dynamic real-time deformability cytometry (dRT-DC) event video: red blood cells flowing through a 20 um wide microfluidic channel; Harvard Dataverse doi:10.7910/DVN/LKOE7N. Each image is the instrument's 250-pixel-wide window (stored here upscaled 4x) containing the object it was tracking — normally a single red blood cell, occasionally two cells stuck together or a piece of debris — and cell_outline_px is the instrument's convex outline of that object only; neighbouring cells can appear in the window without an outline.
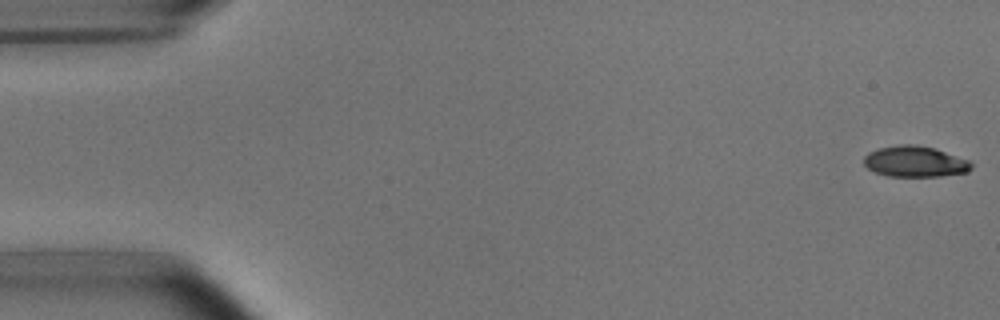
{"species": "common noctule bat (a hibernating species)", "species_latin": "Nyctalus noctula", "temperature_condition": "room temperature", "stored_images_in_passage": 53, "camera_frame_rate_fps": 3000, "um_per_image_px": 0.085, "animal": {"sex": "male", "body_mass_g": 15.6}, "frame": {"image": 1, "passage_image": 1, "time_ms": 0.0, "image_size_px": [1000, 320], "cell_outline_px": [[972, 168], [968, 172], [940, 176], [888, 176], [876, 172], [868, 168], [864, 164], [864, 156], [868, 152], [880, 148], [900, 144], [912, 144], [936, 148], [968, 160], [972, 164]], "centroid_in_image_um": [77.78, 13.73], "position_along_channel_um": 7.2, "area_um2": 19.31}}
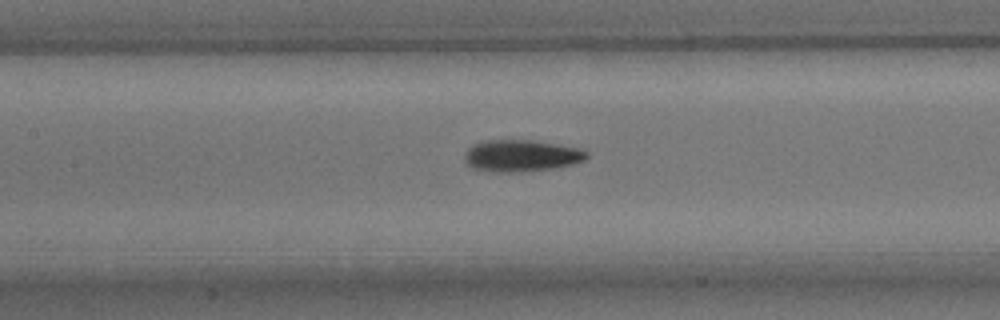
{"frame": {"image": 2, "passage_image": 24, "time_ms": 7.667, "image_size_px": [1000, 320], "cell_outline_px": [[588, 156], [584, 160], [572, 164], [556, 168], [520, 172], [496, 172], [472, 168], [464, 160], [464, 156], [468, 148], [472, 144], [484, 140], [532, 140], [580, 148], [588, 152]], "centroid_in_image_um": [44.3, 13.23], "position_along_channel_um": 163.1, "area_um2": 22.72}}
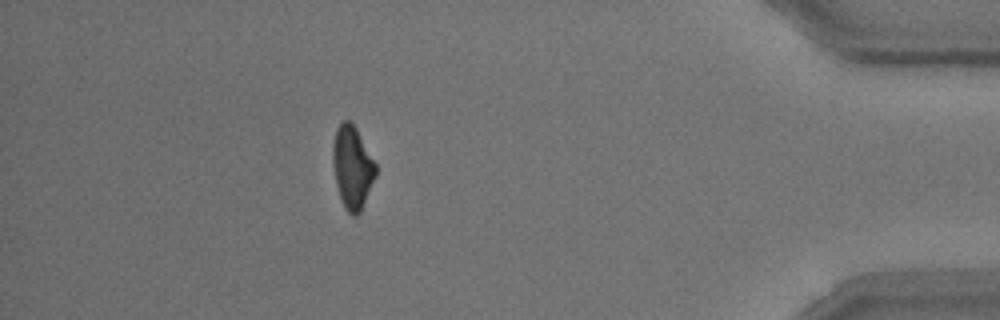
{"frame": {"image": 3, "passage_image": 47, "time_ms": 15.333, "image_size_px": [1000, 320], "cell_outline_px": [[376, 176], [360, 212], [356, 216], [352, 216], [344, 208], [336, 184], [332, 160], [332, 144], [336, 128], [344, 120], [348, 120], [356, 128], [376, 164]], "centroid_in_image_um": [29.93, 14.23], "position_along_channel_um": 405.3, "area_um2": 20.58}, "authors_computed_cell_mechanics": {"area_um2": 20.9814, "velocity_mm_per_s": 3.7978, "shape_relaxation_time_tau1_ms": 3.2662, "shape_relaxation_time_tau2_ms": 3.7326, "deformation_change_tau1": 0.1451, "deformation_change_tau2": 0.1074}}